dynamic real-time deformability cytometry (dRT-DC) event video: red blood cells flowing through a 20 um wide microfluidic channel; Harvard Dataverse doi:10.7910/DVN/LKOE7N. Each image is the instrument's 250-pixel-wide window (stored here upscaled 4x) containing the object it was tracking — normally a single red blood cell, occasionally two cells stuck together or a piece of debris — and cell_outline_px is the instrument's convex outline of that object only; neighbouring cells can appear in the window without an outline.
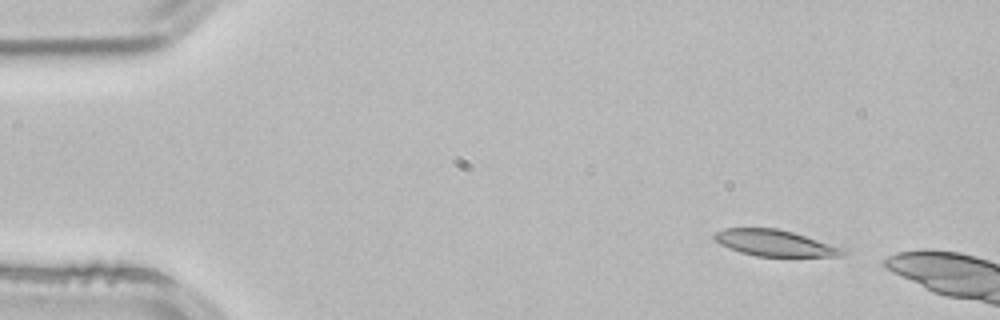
{"species": "common noctule bat (a hibernating species)", "species_latin": "Nyctalus noctula", "temperature_condition": "room temperature", "stored_images_in_passage": 8, "camera_frame_rate_fps": 3000, "um_per_image_px": 0.085, "animal": {"sex": "male", "body_mass_g": 21.5, "forearm_length_mm": 52.0}, "frame": {"image": 1, "passage_image": 1, "time_ms": 0.0, "image_size_px": [1000, 320], "cell_outline_px": [[848, 252], [840, 256], [756, 256], [740, 252], [728, 248], [720, 244], [712, 236], [716, 232], [724, 228], [776, 228], [792, 232], [848, 248]], "centroid_in_image_um": [65.91, 20.66], "position_along_channel_um": 19.1, "area_um2": 19.77}}